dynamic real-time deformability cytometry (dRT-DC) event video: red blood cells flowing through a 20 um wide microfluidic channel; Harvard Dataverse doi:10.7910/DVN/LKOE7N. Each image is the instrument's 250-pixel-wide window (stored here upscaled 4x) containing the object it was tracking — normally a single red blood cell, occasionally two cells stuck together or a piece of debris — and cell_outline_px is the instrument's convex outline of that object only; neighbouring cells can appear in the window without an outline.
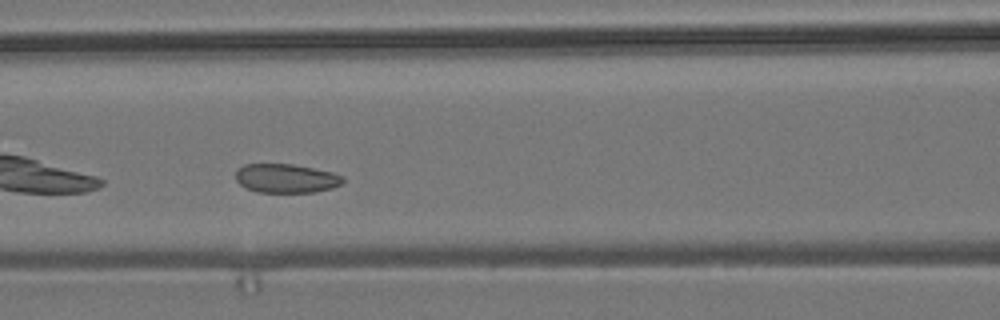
{"species": "common noctule bat (a hibernating species)", "species_latin": "Nyctalus noctula", "temperature_condition": "room temperature", "stored_images_in_passage": 41, "camera_frame_rate_fps": 3000, "um_per_image_px": 0.085, "animal": {"sex": "male", "body_mass_g": 19.2, "forearm_length_mm": 51.8}, "frame": {"image": 1, "passage_image": 8, "time_ms": 2.333, "image_size_px": [1000, 320], "cell_outline_px": [[344, 180], [340, 184], [332, 188], [312, 192], [256, 192], [244, 188], [236, 180], [236, 168], [244, 164], [292, 164], [332, 172], [344, 176]], "centroid_in_image_um": [24.28, 15.16], "position_along_channel_um": 142.3, "area_um2": 18.15}}
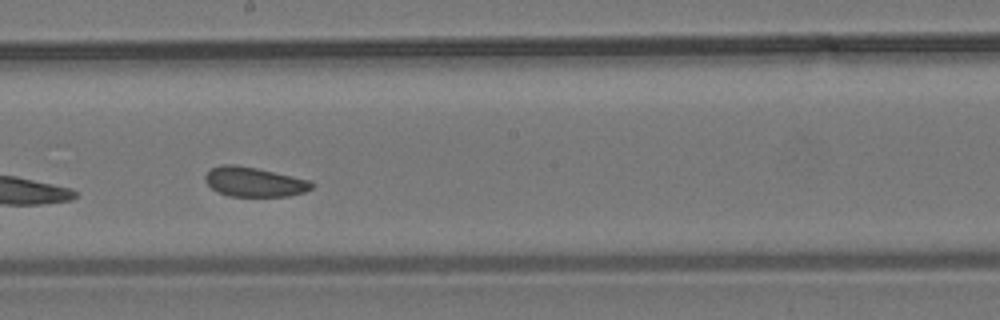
{"frame": {"image": 2, "passage_image": 15, "time_ms": 4.667, "image_size_px": [1000, 320], "cell_outline_px": [[316, 184], [312, 188], [304, 192], [288, 196], [228, 196], [216, 192], [204, 180], [204, 176], [212, 168], [220, 164], [232, 164], [256, 168], [312, 180]], "centroid_in_image_um": [21.62, 15.46], "position_along_channel_um": 226.6, "area_um2": 18.5}}
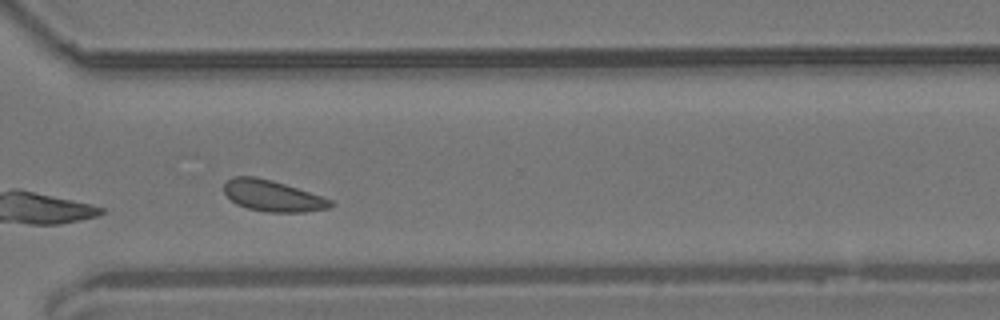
{"frame": {"image": 3, "passage_image": 25, "time_ms": 8.0, "image_size_px": [1000, 320], "cell_outline_px": [[336, 204], [328, 208], [304, 212], [268, 212], [248, 208], [236, 204], [224, 192], [224, 184], [232, 176], [256, 176], [272, 180], [332, 200]], "centroid_in_image_um": [23.16, 16.64], "position_along_channel_um": 347.4, "area_um2": 19.13}}